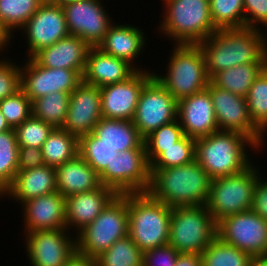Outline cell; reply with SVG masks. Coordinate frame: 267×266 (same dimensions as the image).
<instances>
[{
	"instance_id": "cell-13",
	"label": "cell",
	"mask_w": 267,
	"mask_h": 266,
	"mask_svg": "<svg viewBox=\"0 0 267 266\" xmlns=\"http://www.w3.org/2000/svg\"><path fill=\"white\" fill-rule=\"evenodd\" d=\"M207 89L210 92L219 131L244 134L263 149L267 140L251 120L246 98L219 88L211 81Z\"/></svg>"
},
{
	"instance_id": "cell-38",
	"label": "cell",
	"mask_w": 267,
	"mask_h": 266,
	"mask_svg": "<svg viewBox=\"0 0 267 266\" xmlns=\"http://www.w3.org/2000/svg\"><path fill=\"white\" fill-rule=\"evenodd\" d=\"M78 154L100 174L119 152L101 143L92 132L79 138Z\"/></svg>"
},
{
	"instance_id": "cell-10",
	"label": "cell",
	"mask_w": 267,
	"mask_h": 266,
	"mask_svg": "<svg viewBox=\"0 0 267 266\" xmlns=\"http://www.w3.org/2000/svg\"><path fill=\"white\" fill-rule=\"evenodd\" d=\"M101 185L118 195L146 193L151 184L150 164L146 148H134L119 153L99 174Z\"/></svg>"
},
{
	"instance_id": "cell-6",
	"label": "cell",
	"mask_w": 267,
	"mask_h": 266,
	"mask_svg": "<svg viewBox=\"0 0 267 266\" xmlns=\"http://www.w3.org/2000/svg\"><path fill=\"white\" fill-rule=\"evenodd\" d=\"M173 47L167 64V73L160 75L153 71V76L177 101H180L205 90L210 78L198 44H175Z\"/></svg>"
},
{
	"instance_id": "cell-4",
	"label": "cell",
	"mask_w": 267,
	"mask_h": 266,
	"mask_svg": "<svg viewBox=\"0 0 267 266\" xmlns=\"http://www.w3.org/2000/svg\"><path fill=\"white\" fill-rule=\"evenodd\" d=\"M128 236L142 252L168 244L172 208L148 192L127 194Z\"/></svg>"
},
{
	"instance_id": "cell-29",
	"label": "cell",
	"mask_w": 267,
	"mask_h": 266,
	"mask_svg": "<svg viewBox=\"0 0 267 266\" xmlns=\"http://www.w3.org/2000/svg\"><path fill=\"white\" fill-rule=\"evenodd\" d=\"M267 63L240 64L215 73L210 81L219 88L246 98L249 88Z\"/></svg>"
},
{
	"instance_id": "cell-30",
	"label": "cell",
	"mask_w": 267,
	"mask_h": 266,
	"mask_svg": "<svg viewBox=\"0 0 267 266\" xmlns=\"http://www.w3.org/2000/svg\"><path fill=\"white\" fill-rule=\"evenodd\" d=\"M79 139L63 128H53L42 145L45 165L58 167L78 155Z\"/></svg>"
},
{
	"instance_id": "cell-24",
	"label": "cell",
	"mask_w": 267,
	"mask_h": 266,
	"mask_svg": "<svg viewBox=\"0 0 267 266\" xmlns=\"http://www.w3.org/2000/svg\"><path fill=\"white\" fill-rule=\"evenodd\" d=\"M138 27L126 23H113L97 47L111 56L127 61L136 70L145 71L134 64L137 57L143 54L142 51L146 47V39H148L144 36L143 29Z\"/></svg>"
},
{
	"instance_id": "cell-44",
	"label": "cell",
	"mask_w": 267,
	"mask_h": 266,
	"mask_svg": "<svg viewBox=\"0 0 267 266\" xmlns=\"http://www.w3.org/2000/svg\"><path fill=\"white\" fill-rule=\"evenodd\" d=\"M243 3L245 28L257 29L259 31L265 28L263 31L267 33V0H243Z\"/></svg>"
},
{
	"instance_id": "cell-35",
	"label": "cell",
	"mask_w": 267,
	"mask_h": 266,
	"mask_svg": "<svg viewBox=\"0 0 267 266\" xmlns=\"http://www.w3.org/2000/svg\"><path fill=\"white\" fill-rule=\"evenodd\" d=\"M143 252L127 235L95 258L96 266H138Z\"/></svg>"
},
{
	"instance_id": "cell-33",
	"label": "cell",
	"mask_w": 267,
	"mask_h": 266,
	"mask_svg": "<svg viewBox=\"0 0 267 266\" xmlns=\"http://www.w3.org/2000/svg\"><path fill=\"white\" fill-rule=\"evenodd\" d=\"M41 0H0V23L6 32L14 38L13 32L21 29L36 13Z\"/></svg>"
},
{
	"instance_id": "cell-19",
	"label": "cell",
	"mask_w": 267,
	"mask_h": 266,
	"mask_svg": "<svg viewBox=\"0 0 267 266\" xmlns=\"http://www.w3.org/2000/svg\"><path fill=\"white\" fill-rule=\"evenodd\" d=\"M101 118L100 87L82 81L70 95L62 128L79 139L93 132Z\"/></svg>"
},
{
	"instance_id": "cell-21",
	"label": "cell",
	"mask_w": 267,
	"mask_h": 266,
	"mask_svg": "<svg viewBox=\"0 0 267 266\" xmlns=\"http://www.w3.org/2000/svg\"><path fill=\"white\" fill-rule=\"evenodd\" d=\"M24 232L59 230L66 226V198L58 191L22 203Z\"/></svg>"
},
{
	"instance_id": "cell-37",
	"label": "cell",
	"mask_w": 267,
	"mask_h": 266,
	"mask_svg": "<svg viewBox=\"0 0 267 266\" xmlns=\"http://www.w3.org/2000/svg\"><path fill=\"white\" fill-rule=\"evenodd\" d=\"M214 26L219 29L245 28L243 0H209Z\"/></svg>"
},
{
	"instance_id": "cell-40",
	"label": "cell",
	"mask_w": 267,
	"mask_h": 266,
	"mask_svg": "<svg viewBox=\"0 0 267 266\" xmlns=\"http://www.w3.org/2000/svg\"><path fill=\"white\" fill-rule=\"evenodd\" d=\"M184 136L179 120L162 125L145 139L146 154L149 164H151L161 153L162 148H168L179 141Z\"/></svg>"
},
{
	"instance_id": "cell-54",
	"label": "cell",
	"mask_w": 267,
	"mask_h": 266,
	"mask_svg": "<svg viewBox=\"0 0 267 266\" xmlns=\"http://www.w3.org/2000/svg\"><path fill=\"white\" fill-rule=\"evenodd\" d=\"M43 3L51 2L52 0H41Z\"/></svg>"
},
{
	"instance_id": "cell-42",
	"label": "cell",
	"mask_w": 267,
	"mask_h": 266,
	"mask_svg": "<svg viewBox=\"0 0 267 266\" xmlns=\"http://www.w3.org/2000/svg\"><path fill=\"white\" fill-rule=\"evenodd\" d=\"M0 111L5 116L8 124L15 128L33 115L32 101L20 89L14 95L0 101Z\"/></svg>"
},
{
	"instance_id": "cell-49",
	"label": "cell",
	"mask_w": 267,
	"mask_h": 266,
	"mask_svg": "<svg viewBox=\"0 0 267 266\" xmlns=\"http://www.w3.org/2000/svg\"><path fill=\"white\" fill-rule=\"evenodd\" d=\"M64 266H96V260L95 258L75 252V254L65 263Z\"/></svg>"
},
{
	"instance_id": "cell-50",
	"label": "cell",
	"mask_w": 267,
	"mask_h": 266,
	"mask_svg": "<svg viewBox=\"0 0 267 266\" xmlns=\"http://www.w3.org/2000/svg\"><path fill=\"white\" fill-rule=\"evenodd\" d=\"M11 39L13 38L6 32V30L2 27L0 23V53L1 51H3V49L5 52L6 48H8L7 46H9Z\"/></svg>"
},
{
	"instance_id": "cell-25",
	"label": "cell",
	"mask_w": 267,
	"mask_h": 266,
	"mask_svg": "<svg viewBox=\"0 0 267 266\" xmlns=\"http://www.w3.org/2000/svg\"><path fill=\"white\" fill-rule=\"evenodd\" d=\"M136 71L127 61L111 56L98 47H90L83 81L101 88L126 81Z\"/></svg>"
},
{
	"instance_id": "cell-32",
	"label": "cell",
	"mask_w": 267,
	"mask_h": 266,
	"mask_svg": "<svg viewBox=\"0 0 267 266\" xmlns=\"http://www.w3.org/2000/svg\"><path fill=\"white\" fill-rule=\"evenodd\" d=\"M202 266H250L252 256L218 236L200 254Z\"/></svg>"
},
{
	"instance_id": "cell-15",
	"label": "cell",
	"mask_w": 267,
	"mask_h": 266,
	"mask_svg": "<svg viewBox=\"0 0 267 266\" xmlns=\"http://www.w3.org/2000/svg\"><path fill=\"white\" fill-rule=\"evenodd\" d=\"M31 266H64L76 252V237L67 228L24 232Z\"/></svg>"
},
{
	"instance_id": "cell-17",
	"label": "cell",
	"mask_w": 267,
	"mask_h": 266,
	"mask_svg": "<svg viewBox=\"0 0 267 266\" xmlns=\"http://www.w3.org/2000/svg\"><path fill=\"white\" fill-rule=\"evenodd\" d=\"M20 31L27 39L26 58L69 35L63 8L50 2L42 3Z\"/></svg>"
},
{
	"instance_id": "cell-41",
	"label": "cell",
	"mask_w": 267,
	"mask_h": 266,
	"mask_svg": "<svg viewBox=\"0 0 267 266\" xmlns=\"http://www.w3.org/2000/svg\"><path fill=\"white\" fill-rule=\"evenodd\" d=\"M53 127L33 115L14 128L19 147L42 148Z\"/></svg>"
},
{
	"instance_id": "cell-23",
	"label": "cell",
	"mask_w": 267,
	"mask_h": 266,
	"mask_svg": "<svg viewBox=\"0 0 267 266\" xmlns=\"http://www.w3.org/2000/svg\"><path fill=\"white\" fill-rule=\"evenodd\" d=\"M90 46L80 37L69 34L41 49L32 58L46 68H64L84 74Z\"/></svg>"
},
{
	"instance_id": "cell-28",
	"label": "cell",
	"mask_w": 267,
	"mask_h": 266,
	"mask_svg": "<svg viewBox=\"0 0 267 266\" xmlns=\"http://www.w3.org/2000/svg\"><path fill=\"white\" fill-rule=\"evenodd\" d=\"M92 133L102 144L119 153L134 148H146L144 139L131 120L101 118Z\"/></svg>"
},
{
	"instance_id": "cell-48",
	"label": "cell",
	"mask_w": 267,
	"mask_h": 266,
	"mask_svg": "<svg viewBox=\"0 0 267 266\" xmlns=\"http://www.w3.org/2000/svg\"><path fill=\"white\" fill-rule=\"evenodd\" d=\"M175 266H202L200 254L180 253Z\"/></svg>"
},
{
	"instance_id": "cell-47",
	"label": "cell",
	"mask_w": 267,
	"mask_h": 266,
	"mask_svg": "<svg viewBox=\"0 0 267 266\" xmlns=\"http://www.w3.org/2000/svg\"><path fill=\"white\" fill-rule=\"evenodd\" d=\"M267 180L261 177L258 178L254 198L252 204V210L267 221Z\"/></svg>"
},
{
	"instance_id": "cell-39",
	"label": "cell",
	"mask_w": 267,
	"mask_h": 266,
	"mask_svg": "<svg viewBox=\"0 0 267 266\" xmlns=\"http://www.w3.org/2000/svg\"><path fill=\"white\" fill-rule=\"evenodd\" d=\"M195 160V139L184 135L173 146L162 148V153L150 164V169L187 165Z\"/></svg>"
},
{
	"instance_id": "cell-14",
	"label": "cell",
	"mask_w": 267,
	"mask_h": 266,
	"mask_svg": "<svg viewBox=\"0 0 267 266\" xmlns=\"http://www.w3.org/2000/svg\"><path fill=\"white\" fill-rule=\"evenodd\" d=\"M104 0H78L63 6L69 34L83 39L90 47H97L113 24ZM105 8V9H104Z\"/></svg>"
},
{
	"instance_id": "cell-46",
	"label": "cell",
	"mask_w": 267,
	"mask_h": 266,
	"mask_svg": "<svg viewBox=\"0 0 267 266\" xmlns=\"http://www.w3.org/2000/svg\"><path fill=\"white\" fill-rule=\"evenodd\" d=\"M45 164L42 150L35 147H19L18 171L41 167Z\"/></svg>"
},
{
	"instance_id": "cell-2",
	"label": "cell",
	"mask_w": 267,
	"mask_h": 266,
	"mask_svg": "<svg viewBox=\"0 0 267 266\" xmlns=\"http://www.w3.org/2000/svg\"><path fill=\"white\" fill-rule=\"evenodd\" d=\"M150 171L148 193L155 200L171 208L207 203L212 178L196 160L187 165Z\"/></svg>"
},
{
	"instance_id": "cell-8",
	"label": "cell",
	"mask_w": 267,
	"mask_h": 266,
	"mask_svg": "<svg viewBox=\"0 0 267 266\" xmlns=\"http://www.w3.org/2000/svg\"><path fill=\"white\" fill-rule=\"evenodd\" d=\"M217 237V222L206 205L173 207L168 244L179 253L201 254Z\"/></svg>"
},
{
	"instance_id": "cell-22",
	"label": "cell",
	"mask_w": 267,
	"mask_h": 266,
	"mask_svg": "<svg viewBox=\"0 0 267 266\" xmlns=\"http://www.w3.org/2000/svg\"><path fill=\"white\" fill-rule=\"evenodd\" d=\"M118 194L104 185L66 197V226L76 234L89 225ZM70 228L72 231H70ZM75 228V229H74Z\"/></svg>"
},
{
	"instance_id": "cell-7",
	"label": "cell",
	"mask_w": 267,
	"mask_h": 266,
	"mask_svg": "<svg viewBox=\"0 0 267 266\" xmlns=\"http://www.w3.org/2000/svg\"><path fill=\"white\" fill-rule=\"evenodd\" d=\"M127 194L117 195L76 237V252L96 258L128 235Z\"/></svg>"
},
{
	"instance_id": "cell-53",
	"label": "cell",
	"mask_w": 267,
	"mask_h": 266,
	"mask_svg": "<svg viewBox=\"0 0 267 266\" xmlns=\"http://www.w3.org/2000/svg\"><path fill=\"white\" fill-rule=\"evenodd\" d=\"M77 1L78 0H52L50 3L63 7L65 5H67V4L74 3V2H77Z\"/></svg>"
},
{
	"instance_id": "cell-20",
	"label": "cell",
	"mask_w": 267,
	"mask_h": 266,
	"mask_svg": "<svg viewBox=\"0 0 267 266\" xmlns=\"http://www.w3.org/2000/svg\"><path fill=\"white\" fill-rule=\"evenodd\" d=\"M177 119L184 135L198 139L219 131L209 90L178 101Z\"/></svg>"
},
{
	"instance_id": "cell-5",
	"label": "cell",
	"mask_w": 267,
	"mask_h": 266,
	"mask_svg": "<svg viewBox=\"0 0 267 266\" xmlns=\"http://www.w3.org/2000/svg\"><path fill=\"white\" fill-rule=\"evenodd\" d=\"M162 1L165 13L159 33L174 44H198L218 30L211 18L209 0Z\"/></svg>"
},
{
	"instance_id": "cell-16",
	"label": "cell",
	"mask_w": 267,
	"mask_h": 266,
	"mask_svg": "<svg viewBox=\"0 0 267 266\" xmlns=\"http://www.w3.org/2000/svg\"><path fill=\"white\" fill-rule=\"evenodd\" d=\"M27 59L24 66H20L21 89L32 102L56 91L71 94L83 81V75L79 71L46 68L33 58Z\"/></svg>"
},
{
	"instance_id": "cell-36",
	"label": "cell",
	"mask_w": 267,
	"mask_h": 266,
	"mask_svg": "<svg viewBox=\"0 0 267 266\" xmlns=\"http://www.w3.org/2000/svg\"><path fill=\"white\" fill-rule=\"evenodd\" d=\"M18 151L14 128L0 133V196L12 184L18 172Z\"/></svg>"
},
{
	"instance_id": "cell-34",
	"label": "cell",
	"mask_w": 267,
	"mask_h": 266,
	"mask_svg": "<svg viewBox=\"0 0 267 266\" xmlns=\"http://www.w3.org/2000/svg\"><path fill=\"white\" fill-rule=\"evenodd\" d=\"M248 111L255 127L267 136V66L253 81L246 96Z\"/></svg>"
},
{
	"instance_id": "cell-43",
	"label": "cell",
	"mask_w": 267,
	"mask_h": 266,
	"mask_svg": "<svg viewBox=\"0 0 267 266\" xmlns=\"http://www.w3.org/2000/svg\"><path fill=\"white\" fill-rule=\"evenodd\" d=\"M21 89L20 65L0 58V101Z\"/></svg>"
},
{
	"instance_id": "cell-12",
	"label": "cell",
	"mask_w": 267,
	"mask_h": 266,
	"mask_svg": "<svg viewBox=\"0 0 267 266\" xmlns=\"http://www.w3.org/2000/svg\"><path fill=\"white\" fill-rule=\"evenodd\" d=\"M217 236L251 256L267 255V221L252 209L218 221Z\"/></svg>"
},
{
	"instance_id": "cell-51",
	"label": "cell",
	"mask_w": 267,
	"mask_h": 266,
	"mask_svg": "<svg viewBox=\"0 0 267 266\" xmlns=\"http://www.w3.org/2000/svg\"><path fill=\"white\" fill-rule=\"evenodd\" d=\"M250 266H267L266 256H252Z\"/></svg>"
},
{
	"instance_id": "cell-3",
	"label": "cell",
	"mask_w": 267,
	"mask_h": 266,
	"mask_svg": "<svg viewBox=\"0 0 267 266\" xmlns=\"http://www.w3.org/2000/svg\"><path fill=\"white\" fill-rule=\"evenodd\" d=\"M246 147L253 151L260 150V147L244 134L216 131L195 139V160L212 179L235 175L255 163Z\"/></svg>"
},
{
	"instance_id": "cell-11",
	"label": "cell",
	"mask_w": 267,
	"mask_h": 266,
	"mask_svg": "<svg viewBox=\"0 0 267 266\" xmlns=\"http://www.w3.org/2000/svg\"><path fill=\"white\" fill-rule=\"evenodd\" d=\"M178 101L152 76L142 88L132 122L145 139L162 125L177 119Z\"/></svg>"
},
{
	"instance_id": "cell-1",
	"label": "cell",
	"mask_w": 267,
	"mask_h": 266,
	"mask_svg": "<svg viewBox=\"0 0 267 266\" xmlns=\"http://www.w3.org/2000/svg\"><path fill=\"white\" fill-rule=\"evenodd\" d=\"M198 45L209 78L240 64L267 63V34L257 29H219Z\"/></svg>"
},
{
	"instance_id": "cell-9",
	"label": "cell",
	"mask_w": 267,
	"mask_h": 266,
	"mask_svg": "<svg viewBox=\"0 0 267 266\" xmlns=\"http://www.w3.org/2000/svg\"><path fill=\"white\" fill-rule=\"evenodd\" d=\"M255 166L253 163L241 173L212 179L205 205L216 222L252 208L255 187L261 174L259 166Z\"/></svg>"
},
{
	"instance_id": "cell-52",
	"label": "cell",
	"mask_w": 267,
	"mask_h": 266,
	"mask_svg": "<svg viewBox=\"0 0 267 266\" xmlns=\"http://www.w3.org/2000/svg\"><path fill=\"white\" fill-rule=\"evenodd\" d=\"M13 129L0 111V133Z\"/></svg>"
},
{
	"instance_id": "cell-26",
	"label": "cell",
	"mask_w": 267,
	"mask_h": 266,
	"mask_svg": "<svg viewBox=\"0 0 267 266\" xmlns=\"http://www.w3.org/2000/svg\"><path fill=\"white\" fill-rule=\"evenodd\" d=\"M57 191L56 170L54 167H41L18 171L12 184L4 191L2 197H7L22 204L23 202L41 195Z\"/></svg>"
},
{
	"instance_id": "cell-31",
	"label": "cell",
	"mask_w": 267,
	"mask_h": 266,
	"mask_svg": "<svg viewBox=\"0 0 267 266\" xmlns=\"http://www.w3.org/2000/svg\"><path fill=\"white\" fill-rule=\"evenodd\" d=\"M70 95V93L56 91L34 100L33 116L53 128H62L67 117Z\"/></svg>"
},
{
	"instance_id": "cell-18",
	"label": "cell",
	"mask_w": 267,
	"mask_h": 266,
	"mask_svg": "<svg viewBox=\"0 0 267 266\" xmlns=\"http://www.w3.org/2000/svg\"><path fill=\"white\" fill-rule=\"evenodd\" d=\"M152 76L148 68L137 70L126 81L101 87L102 118L132 121L140 92Z\"/></svg>"
},
{
	"instance_id": "cell-45",
	"label": "cell",
	"mask_w": 267,
	"mask_h": 266,
	"mask_svg": "<svg viewBox=\"0 0 267 266\" xmlns=\"http://www.w3.org/2000/svg\"><path fill=\"white\" fill-rule=\"evenodd\" d=\"M179 252L170 244L143 252L144 266H175Z\"/></svg>"
},
{
	"instance_id": "cell-27",
	"label": "cell",
	"mask_w": 267,
	"mask_h": 266,
	"mask_svg": "<svg viewBox=\"0 0 267 266\" xmlns=\"http://www.w3.org/2000/svg\"><path fill=\"white\" fill-rule=\"evenodd\" d=\"M55 170L57 191L65 198L101 186L99 174L79 154Z\"/></svg>"
}]
</instances>
